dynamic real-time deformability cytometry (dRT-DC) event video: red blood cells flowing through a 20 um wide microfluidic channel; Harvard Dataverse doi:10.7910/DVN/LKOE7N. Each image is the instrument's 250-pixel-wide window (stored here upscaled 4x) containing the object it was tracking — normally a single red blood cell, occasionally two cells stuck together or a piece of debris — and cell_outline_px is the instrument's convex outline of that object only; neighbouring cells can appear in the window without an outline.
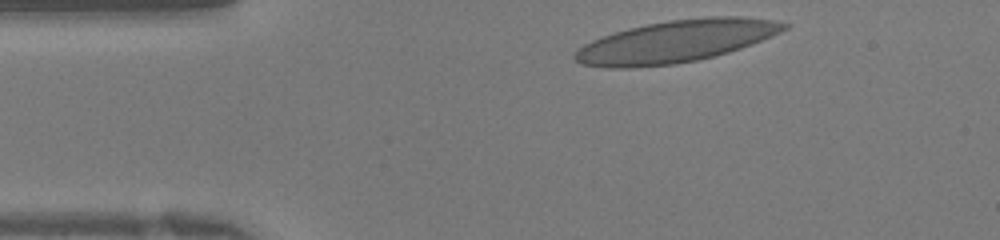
{"species": "human", "species_latin": "Homo sapiens", "temperature_condition": "warm", "stored_images_in_passage": 30, "camera_frame_rate_fps": 3000, "um_per_image_px": 0.085, "donor": {"sex": "female"}, "frame": {"image": 1, "passage_image": 2, "time_ms": 0.333, "image_size_px": [1000, 240], "cell_outline_px": [[788, 28], [772, 36], [752, 44], [728, 52], [696, 60], [672, 64], [632, 68], [608, 68], [580, 64], [572, 56], [584, 44], [592, 40], [628, 28], [668, 20], [712, 16], [740, 16], [772, 20], [788, 24]], "centroid_in_image_um": [57.44, 3.52], "position_along_channel_um": 27.6, "area_um2": 50.98}}
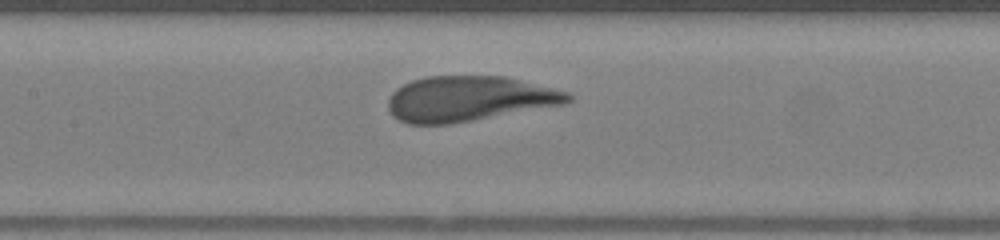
{"frame": {"image": 2, "passage_image": 14, "time_ms": 4.333, "image_size_px": [1000, 240], "cell_outline_px": [[572, 100], [564, 104], [472, 120], [448, 124], [408, 124], [392, 116], [388, 108], [388, 100], [392, 92], [396, 88], [412, 80], [428, 76], [504, 76], [568, 92], [572, 96]], "centroid_in_image_um": [39.82, 8.39], "position_along_channel_um": 167.6, "area_um2": 47.05}}
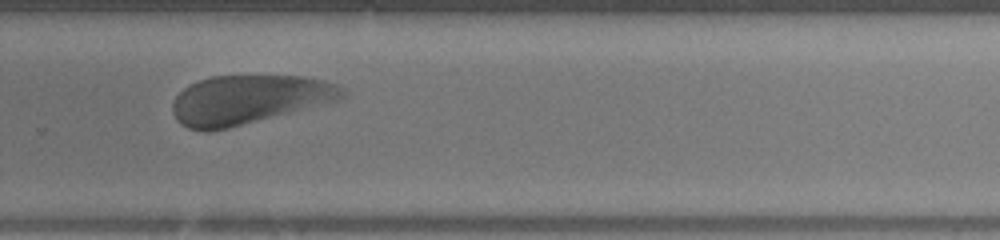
{"frame": {"image": 3, "passage_image": 23, "time_ms": 7.333, "image_size_px": [1000, 240], "cell_outline_px": [[348, 96], [340, 100], [228, 128], [208, 132], [204, 132], [188, 128], [180, 124], [176, 120], [172, 112], [172, 104], [176, 96], [188, 84], [212, 76], [304, 76], [324, 80], [336, 84], [344, 88], [348, 92]], "centroid_in_image_um": [21.15, 8.47], "position_along_channel_um": 308.7, "area_um2": 48.67}}